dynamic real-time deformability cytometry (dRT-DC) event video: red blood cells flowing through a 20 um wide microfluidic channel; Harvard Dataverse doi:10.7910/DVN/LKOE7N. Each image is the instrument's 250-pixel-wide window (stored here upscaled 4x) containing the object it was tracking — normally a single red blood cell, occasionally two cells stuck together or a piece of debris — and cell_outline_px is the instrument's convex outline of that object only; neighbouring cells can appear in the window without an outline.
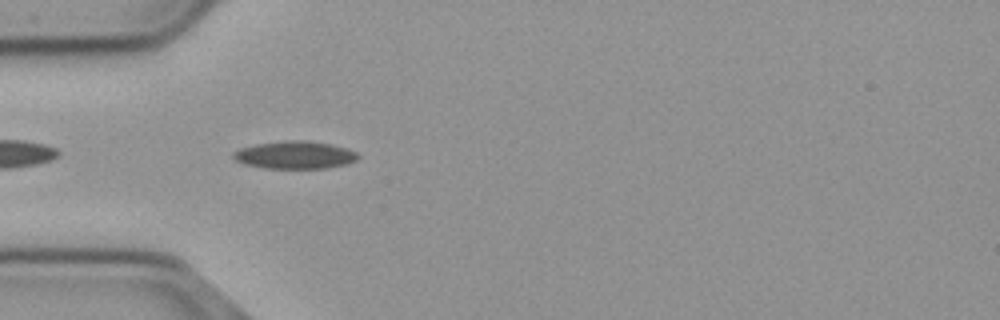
{"species": "common noctule bat (a hibernating species)", "species_latin": "Nyctalus noctula", "temperature_condition": "cold", "stored_images_in_passage": 42, "camera_frame_rate_fps": 3000, "um_per_image_px": 0.085, "animal": {"sex": "male", "body_mass_g": 23.1, "forearm_length_mm": 52.7}, "frame": {"image": 1, "passage_image": 3, "time_ms": 0.667, "image_size_px": [1000, 320], "cell_outline_px": [[360, 156], [356, 160], [348, 164], [324, 168], [264, 168], [244, 164], [236, 160], [232, 156], [232, 152], [240, 148], [256, 144], [288, 140], [304, 140], [332, 144], [348, 148], [356, 152]], "centroid_in_image_um": [25.08, 13.17], "position_along_channel_um": 59.9, "area_um2": 20.17}}
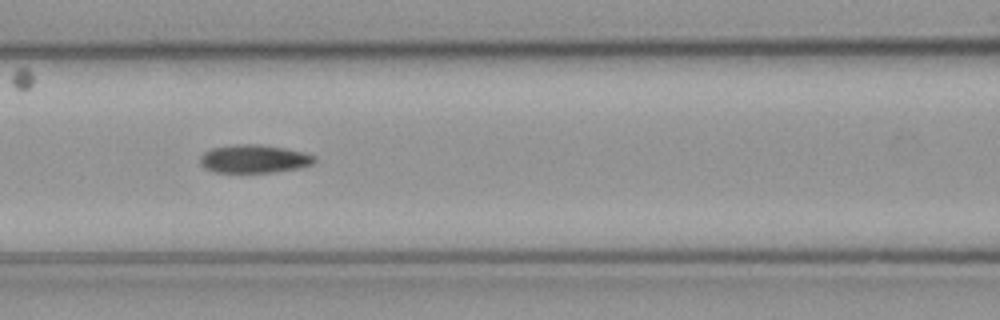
{"frame": {"image": 2, "passage_image": 10, "time_ms": 3.0, "image_size_px": [1000, 320], "cell_outline_px": [[316, 160], [312, 164], [300, 168], [276, 172], [216, 172], [204, 168], [200, 164], [200, 156], [204, 152], [212, 148], [236, 144], [256, 144], [284, 148], [304, 152], [316, 156]], "centroid_in_image_um": [21.6, 13.5], "position_along_channel_um": 145.0, "area_um2": 18.84}}
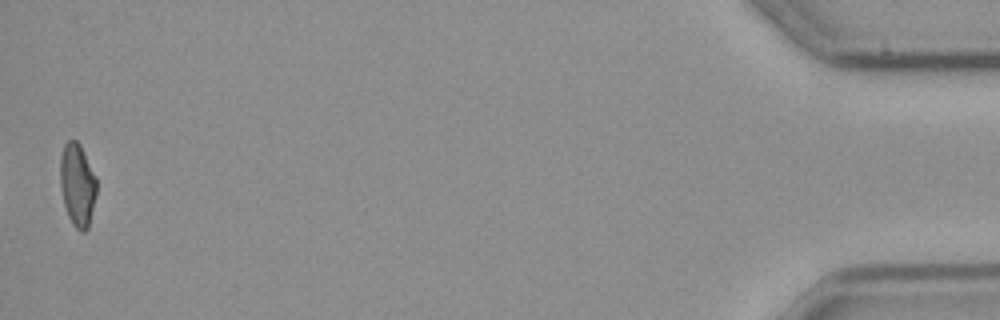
{"frame": {"image": 3, "passage_image": 41, "time_ms": 13.333, "image_size_px": [1000, 320], "cell_outline_px": [[96, 196], [88, 228], [84, 232], [80, 232], [72, 224], [68, 216], [64, 204], [60, 188], [60, 156], [64, 144], [68, 140], [76, 140], [80, 144], [96, 176]], "centroid_in_image_um": [6.57, 15.71], "position_along_channel_um": 428.6, "area_um2": 17.74}, "authors_computed_cell_mechanics": {"area_um2": 18.1203, "velocity_mm_per_s": 3.7039, "shape_relaxation_time_tau1_ms": 9.4617, "shape_relaxation_time_tau2_ms": 7.9413, "deformation_change_tau1": 0.2011, "deformation_change_tau2": 0.147}}